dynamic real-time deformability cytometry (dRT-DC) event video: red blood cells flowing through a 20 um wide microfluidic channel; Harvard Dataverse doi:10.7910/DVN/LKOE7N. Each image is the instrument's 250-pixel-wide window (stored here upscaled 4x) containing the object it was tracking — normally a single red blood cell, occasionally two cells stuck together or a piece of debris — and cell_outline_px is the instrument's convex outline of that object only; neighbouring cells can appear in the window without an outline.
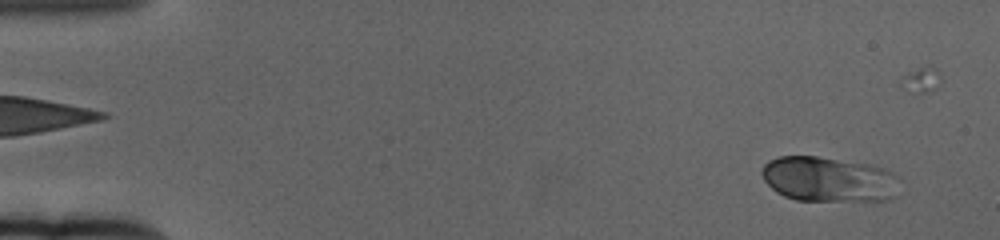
{"species": "human", "species_latin": "Homo sapiens", "temperature_condition": "cold", "stored_images_in_passage": 60, "camera_frame_rate_fps": 3000, "um_per_image_px": 0.085, "donor": {"sex": "female"}, "frame": {"image": 1, "passage_image": 4, "time_ms": 1.0, "image_size_px": [1000, 240], "cell_outline_px": [[900, 176], [896, 196], [888, 200], [796, 200], [784, 196], [776, 192], [764, 180], [760, 172], [764, 164], [768, 160], [780, 156], [816, 156], [872, 164], [884, 168]], "centroid_in_image_um": [70.46, 15.23], "position_along_channel_um": 14.5, "area_um2": 36.53}}
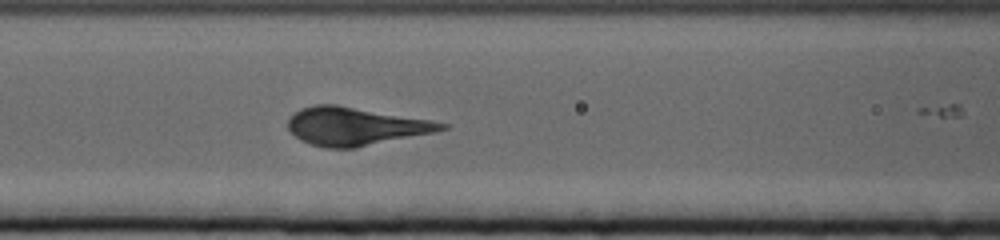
{"frame": {"image": 2, "passage_image": 26, "time_ms": 8.333, "image_size_px": [1000, 240], "cell_outline_px": [[448, 128], [432, 132], [356, 148], [324, 148], [300, 140], [288, 128], [288, 120], [300, 108], [316, 104], [336, 104], [432, 120], [448, 124]], "centroid_in_image_um": [30.18, 10.73], "position_along_channel_um": 136.4, "area_um2": 33.76}}
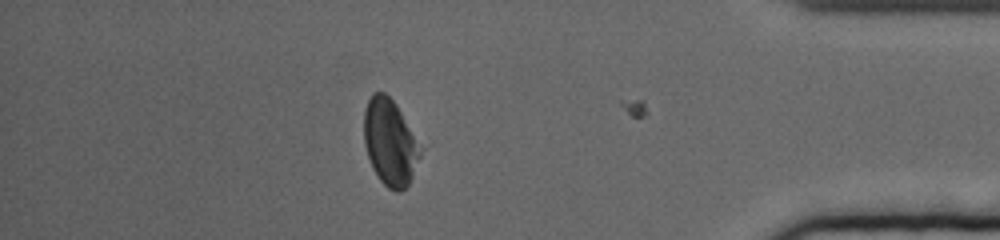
{"frame": {"image": 3, "passage_image": 53, "time_ms": 17.333, "image_size_px": [1000, 240], "cell_outline_px": [[424, 148], [412, 176], [408, 184], [400, 192], [396, 192], [388, 188], [380, 180], [372, 168], [364, 144], [364, 108], [372, 92], [384, 92], [396, 104], [424, 144]], "centroid_in_image_um": [33.19, 12.08], "position_along_channel_um": 402.0, "area_um2": 29.02}}